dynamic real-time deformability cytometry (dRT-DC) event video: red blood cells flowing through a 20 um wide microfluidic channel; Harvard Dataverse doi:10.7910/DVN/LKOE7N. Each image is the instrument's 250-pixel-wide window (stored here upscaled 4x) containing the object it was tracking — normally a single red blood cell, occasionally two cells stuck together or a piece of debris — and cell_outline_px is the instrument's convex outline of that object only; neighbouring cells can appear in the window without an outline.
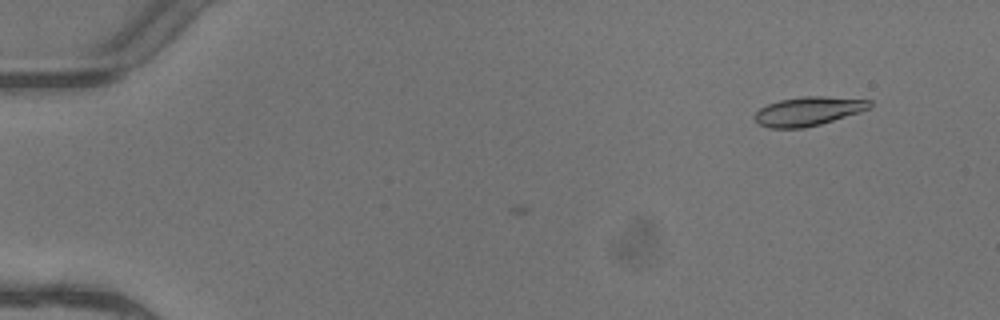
{"species": "common noctule bat (a hibernating species)", "species_latin": "Nyctalus noctula", "temperature_condition": "warm", "stored_images_in_passage": 3, "camera_frame_rate_fps": 3000, "um_per_image_px": 0.085, "animal": {"sex": "female"}, "frame": {"image": 1, "passage_image": 1, "time_ms": 0.0, "image_size_px": [1000, 320], "cell_outline_px": [[872, 104], [868, 108], [860, 112], [820, 124], [804, 128], [772, 128], [760, 124], [756, 120], [756, 112], [760, 108], [768, 104], [780, 100], [800, 96], [824, 96], [872, 100]], "centroid_in_image_um": [68.73, 9.44], "position_along_channel_um": 16.3, "area_um2": 19.19}}